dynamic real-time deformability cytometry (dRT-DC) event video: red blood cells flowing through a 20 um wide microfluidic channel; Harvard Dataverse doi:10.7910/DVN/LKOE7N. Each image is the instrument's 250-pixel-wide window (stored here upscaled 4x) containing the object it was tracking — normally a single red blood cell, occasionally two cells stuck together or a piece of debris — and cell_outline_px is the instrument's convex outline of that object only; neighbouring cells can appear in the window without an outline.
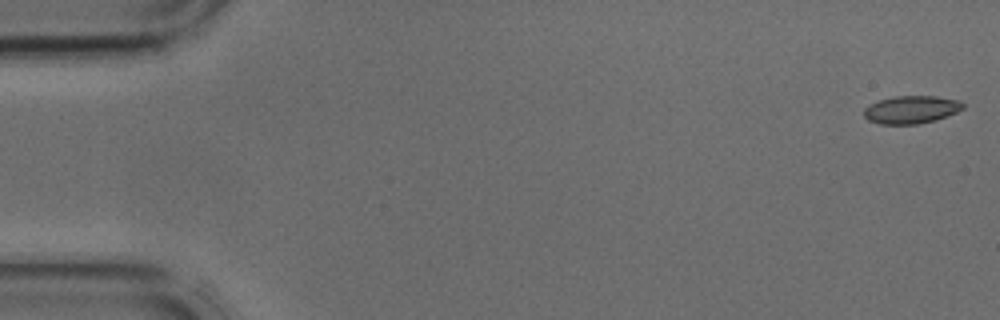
{"species": "common noctule bat (a hibernating species)", "species_latin": "Nyctalus noctula", "temperature_condition": "cold", "stored_images_in_passage": 42, "camera_frame_rate_fps": 3000, "um_per_image_px": 0.085, "animal": {"sex": "male", "body_mass_g": 17.9, "forearm_length_mm": 54.2}, "frame": {"image": 1, "passage_image": 1, "time_ms": 0.0, "image_size_px": [1000, 320], "cell_outline_px": [[964, 108], [956, 112], [936, 120], [920, 124], [880, 124], [868, 120], [864, 116], [864, 108], [868, 104], [880, 100], [896, 96], [936, 96], [960, 100], [964, 104]], "centroid_in_image_um": [77.46, 9.32], "position_along_channel_um": 7.5, "area_um2": 16.13}}
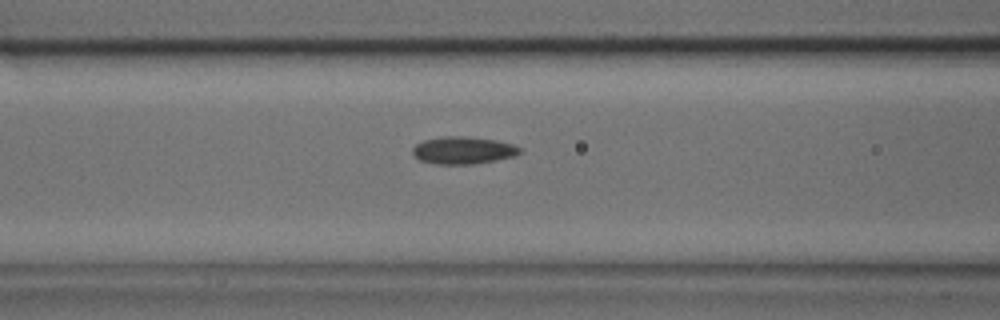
{"frame": {"image": 2, "passage_image": 17, "time_ms": 5.333, "image_size_px": [1000, 320], "cell_outline_px": [[520, 152], [516, 156], [496, 160], [472, 164], [436, 164], [420, 160], [412, 152], [412, 148], [416, 144], [424, 140], [444, 136], [460, 136], [496, 140], [512, 144], [520, 148]], "centroid_in_image_um": [39.36, 12.78], "position_along_channel_um": 127.2, "area_um2": 16.94}}
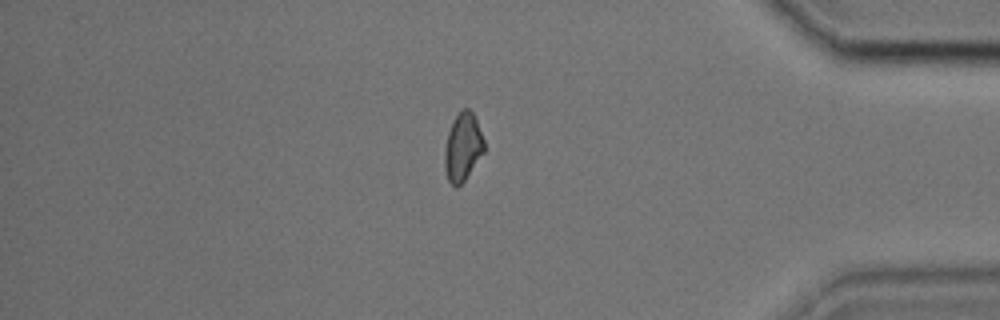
{"frame": {"image": 3, "passage_image": 36, "time_ms": 11.667, "image_size_px": [1000, 320], "cell_outline_px": [[484, 152], [464, 180], [456, 188], [448, 180], [444, 168], [444, 152], [448, 132], [452, 120], [464, 108], [468, 108], [472, 112], [476, 120], [484, 140]], "centroid_in_image_um": [39.32, 12.5], "position_along_channel_um": 395.9, "area_um2": 15.49}}